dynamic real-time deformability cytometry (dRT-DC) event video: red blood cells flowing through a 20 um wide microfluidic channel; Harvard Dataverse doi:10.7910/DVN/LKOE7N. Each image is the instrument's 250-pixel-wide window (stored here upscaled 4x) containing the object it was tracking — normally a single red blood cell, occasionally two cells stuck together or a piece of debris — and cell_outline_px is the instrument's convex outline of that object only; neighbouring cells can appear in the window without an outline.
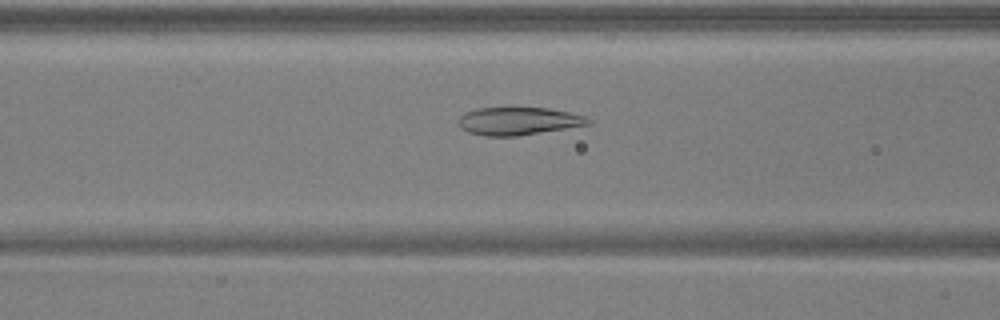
{"species": "common noctule bat (a hibernating species)", "species_latin": "Nyctalus noctula", "temperature_condition": "warm", "stored_images_in_passage": 43, "camera_frame_rate_fps": 3000, "um_per_image_px": 0.085, "animal": {"sex": "male", "body_mass_g": 17.9, "forearm_length_mm": 54.2}, "frame": {"image": 1, "passage_image": 13, "time_ms": 4.0, "image_size_px": [1000, 320], "cell_outline_px": [[592, 124], [516, 136], [484, 136], [468, 132], [460, 128], [456, 120], [464, 112], [476, 108], [508, 104], [548, 108], [568, 112], [584, 116], [592, 120]], "centroid_in_image_um": [43.99, 10.23], "position_along_channel_um": 122.6, "area_um2": 22.14}}
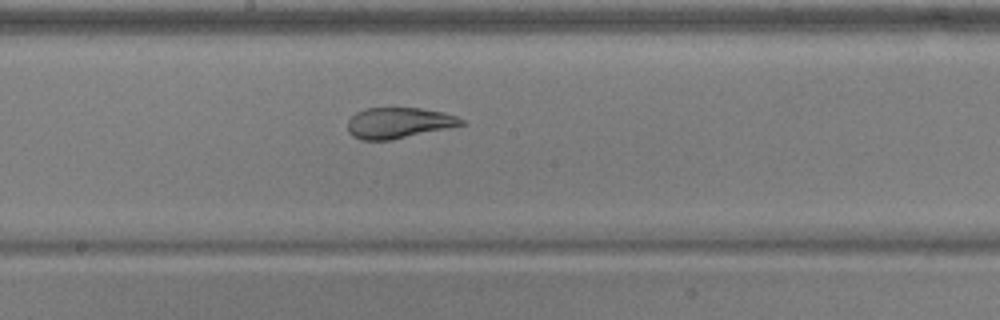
{"frame": {"image": 2, "passage_image": 20, "time_ms": 6.333, "image_size_px": [1000, 320], "cell_outline_px": [[468, 124], [392, 140], [360, 140], [352, 136], [348, 132], [348, 120], [356, 112], [364, 108], [420, 108], [444, 112], [456, 116], [464, 120]], "centroid_in_image_um": [33.9, 10.45], "position_along_channel_um": 214.3, "area_um2": 20.63}}
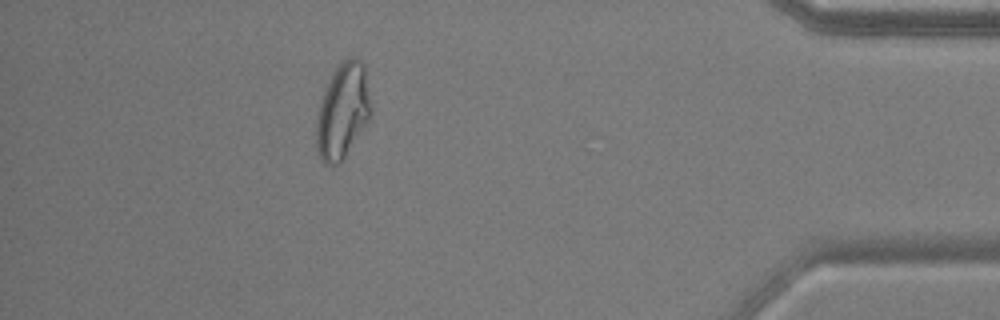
{"frame": {"image": 3, "passage_image": 38, "time_ms": 12.333, "image_size_px": [1000, 320], "cell_outline_px": [[372, 108], [368, 120], [344, 160], [340, 164], [324, 164], [316, 148], [316, 120], [320, 104], [324, 92], [336, 68], [348, 56], [356, 56], [364, 64]], "centroid_in_image_um": [29.14, 9.46], "position_along_channel_um": 406.1, "area_um2": 30.17}, "authors_computed_cell_mechanics": {"area_um2": 23.3512, "velocity_mm_per_s": 3.9321, "shape_relaxation_time_tau1_ms": null, "shape_relaxation_time_tau2_ms": 1.3001, "deformation_change_tau1": null, "deformation_change_tau2": 0.0637}}